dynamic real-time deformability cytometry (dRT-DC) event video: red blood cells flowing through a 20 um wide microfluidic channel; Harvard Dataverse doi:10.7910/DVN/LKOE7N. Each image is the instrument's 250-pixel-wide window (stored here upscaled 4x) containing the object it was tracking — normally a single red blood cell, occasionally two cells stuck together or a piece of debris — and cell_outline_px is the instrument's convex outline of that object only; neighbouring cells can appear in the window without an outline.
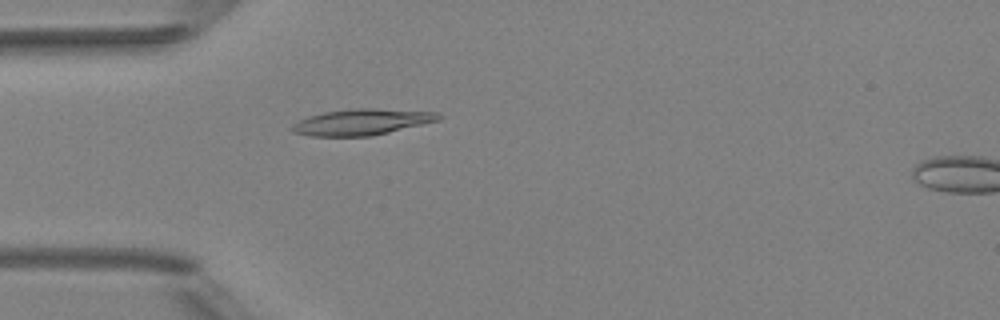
{"species": "Egyptian fruit bat (a non-hibernating species)", "species_latin": "Rousettus aegyptiacus", "temperature_condition": "room temperature", "stored_images_in_passage": 2, "camera_frame_rate_fps": 3000, "um_per_image_px": 0.085, "animal": {"sex": "female"}, "frame": {"image": 1, "passage_image": 1, "time_ms": 0.0, "image_size_px": [1000, 320], "cell_outline_px": [[444, 116], [440, 120], [372, 136], [312, 136], [292, 132], [288, 128], [292, 124], [308, 116], [324, 112], [352, 108], [376, 108], [436, 112]], "centroid_in_image_um": [30.74, 10.36], "position_along_channel_um": 54.3, "area_um2": 22.43}}